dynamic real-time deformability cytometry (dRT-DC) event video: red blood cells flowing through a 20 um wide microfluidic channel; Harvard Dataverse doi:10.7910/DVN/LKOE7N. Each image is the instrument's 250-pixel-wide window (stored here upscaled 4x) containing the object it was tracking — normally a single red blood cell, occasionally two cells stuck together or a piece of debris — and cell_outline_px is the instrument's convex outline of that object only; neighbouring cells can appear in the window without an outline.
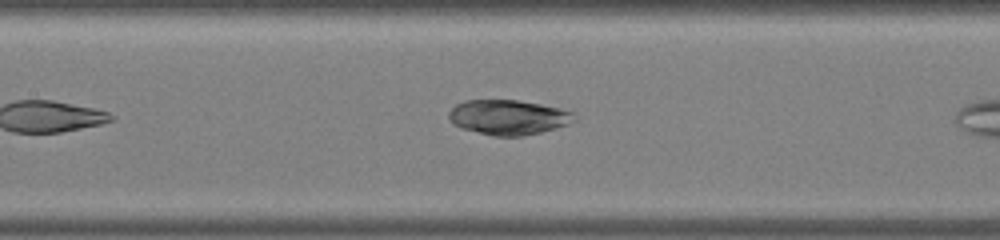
{"species": "common noctule bat (a hibernating species)", "species_latin": "Nyctalus noctula", "temperature_condition": "warm", "stored_images_in_passage": 13, "camera_frame_rate_fps": 3000, "um_per_image_px": 0.085, "animal": {"sex": "male", "body_mass_g": 19.0, "forearm_length_mm": 50.8}, "frame": {"image": 1, "passage_image": 8, "time_ms": 2.333, "image_size_px": [1000, 240], "cell_outline_px": [[576, 120], [568, 124], [540, 132], [520, 136], [492, 136], [464, 128], [452, 124], [448, 116], [448, 112], [456, 104], [464, 100], [516, 100], [540, 104], [572, 112]], "centroid_in_image_um": [43.16, 9.96], "position_along_channel_um": 164.2, "area_um2": 25.2}}
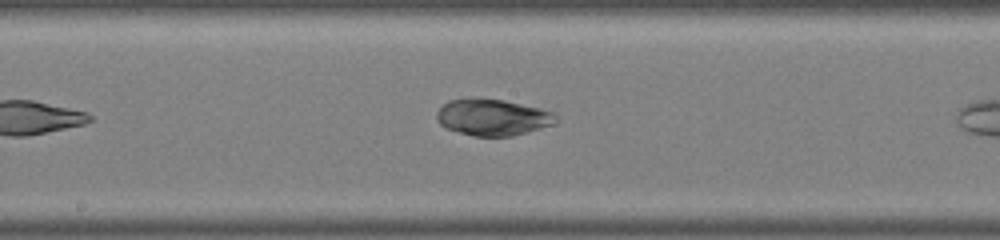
{"frame": {"image": 2, "passage_image": 11, "time_ms": 3.333, "image_size_px": [1000, 240], "cell_outline_px": [[556, 120], [552, 124], [512, 136], [472, 136], [444, 128], [436, 120], [436, 112], [448, 100], [472, 96], [504, 100], [540, 108], [556, 112]], "centroid_in_image_um": [41.81, 9.94], "position_along_channel_um": 206.4, "area_um2": 25.66}}